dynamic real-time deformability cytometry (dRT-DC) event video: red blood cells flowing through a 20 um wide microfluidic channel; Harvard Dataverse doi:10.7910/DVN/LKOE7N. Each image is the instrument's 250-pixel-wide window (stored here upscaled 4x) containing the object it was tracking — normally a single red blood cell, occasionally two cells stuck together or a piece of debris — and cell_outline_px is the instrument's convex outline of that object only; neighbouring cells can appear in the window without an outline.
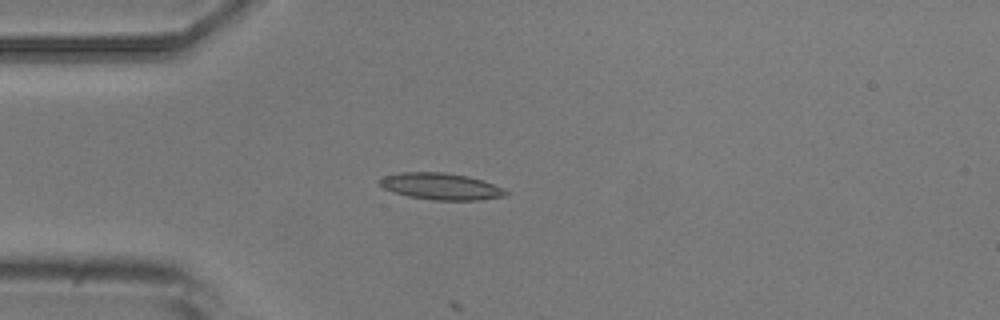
{"species": "common noctule bat (a hibernating species)", "species_latin": "Nyctalus noctula", "temperature_condition": "room temperature", "stored_images_in_passage": 6, "camera_frame_rate_fps": 3000, "um_per_image_px": 0.085, "animal": {"sex": "male", "body_mass_g": 20.5, "forearm_length_mm": 52.5}, "frame": {"image": 1, "passage_image": 5, "time_ms": 4.667, "image_size_px": [1000, 320], "cell_outline_px": [[508, 192], [504, 196], [480, 200], [436, 200], [408, 196], [392, 192], [384, 188], [380, 184], [380, 180], [384, 176], [400, 172], [444, 172], [468, 176], [484, 180], [504, 188]], "centroid_in_image_um": [37.5, 15.84], "position_along_channel_um": 47.5, "area_um2": 19.59}}